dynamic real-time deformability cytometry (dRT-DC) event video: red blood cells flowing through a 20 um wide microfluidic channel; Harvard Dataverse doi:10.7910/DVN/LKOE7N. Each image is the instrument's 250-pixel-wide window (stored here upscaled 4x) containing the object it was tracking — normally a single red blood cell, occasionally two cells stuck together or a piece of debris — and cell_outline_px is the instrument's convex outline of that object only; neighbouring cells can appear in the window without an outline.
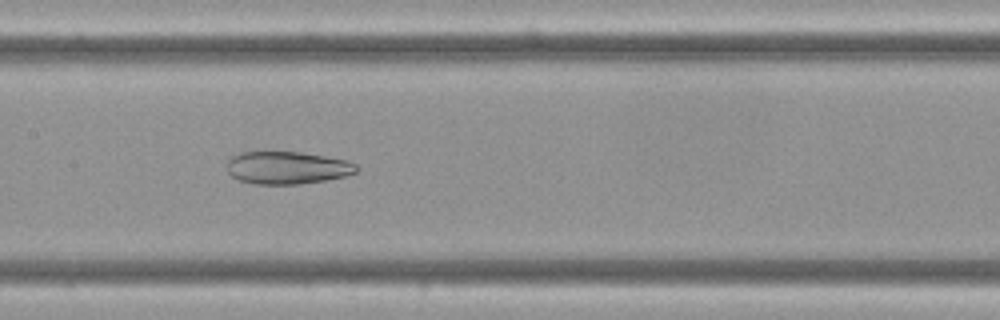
{"species": "Egyptian fruit bat (a non-hibernating species)", "species_latin": "Rousettus aegyptiacus", "temperature_condition": "cold", "stored_images_in_passage": 9, "camera_frame_rate_fps": 3000, "um_per_image_px": 0.085, "frame": {"image": 1, "passage_image": 8, "time_ms": 2.333, "image_size_px": [1000, 320], "cell_outline_px": [[356, 172], [344, 176], [324, 180], [300, 184], [252, 184], [240, 180], [232, 176], [228, 172], [228, 160], [232, 156], [240, 152], [300, 152], [324, 156], [344, 160], [356, 164]], "centroid_in_image_um": [24.37, 14.26], "position_along_channel_um": 183.0, "area_um2": 24.33}}
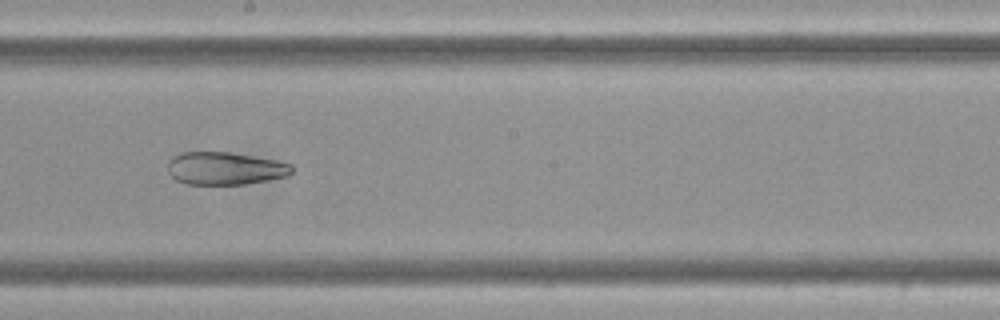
{"frame": {"image": 2, "passage_image": 9, "time_ms": 2.667, "image_size_px": [1000, 320], "cell_outline_px": [[292, 172], [288, 176], [244, 184], [184, 184], [176, 180], [168, 172], [168, 160], [172, 156], [180, 152], [228, 152], [276, 160], [292, 164]], "centroid_in_image_um": [19.09, 14.31], "position_along_channel_um": 229.1, "area_um2": 23.7}}